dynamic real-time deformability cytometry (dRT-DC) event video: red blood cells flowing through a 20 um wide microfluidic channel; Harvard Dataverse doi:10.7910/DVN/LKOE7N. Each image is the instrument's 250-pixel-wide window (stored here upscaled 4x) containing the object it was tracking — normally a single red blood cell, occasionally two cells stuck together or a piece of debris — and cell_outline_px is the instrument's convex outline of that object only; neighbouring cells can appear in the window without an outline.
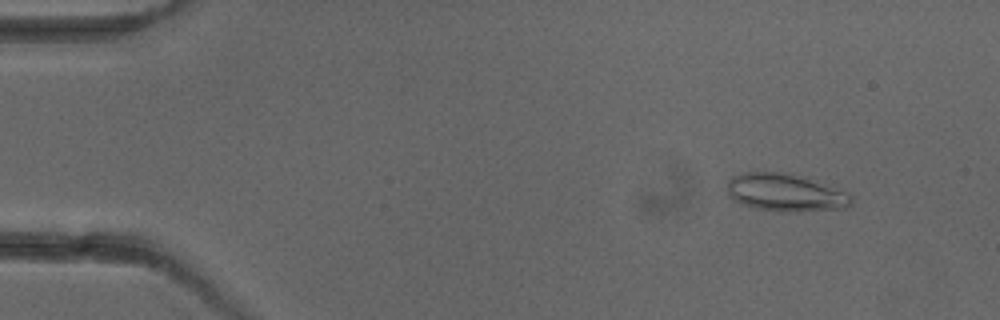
{"species": "common noctule bat (a hibernating species)", "species_latin": "Nyctalus noctula", "temperature_condition": "cold", "stored_images_in_passage": 4, "camera_frame_rate_fps": 3000, "um_per_image_px": 0.085, "animal": {"sex": "female"}, "frame": {"image": 1, "passage_image": 1, "time_ms": 0.0, "image_size_px": [1000, 320], "cell_outline_px": [[852, 204], [844, 208], [796, 212], [780, 212], [756, 208], [744, 204], [736, 200], [728, 192], [728, 180], [732, 176], [740, 172], [784, 172], [848, 192], [852, 196]], "centroid_in_image_um": [66.76, 16.38], "position_along_channel_um": 18.2, "area_um2": 26.88}}